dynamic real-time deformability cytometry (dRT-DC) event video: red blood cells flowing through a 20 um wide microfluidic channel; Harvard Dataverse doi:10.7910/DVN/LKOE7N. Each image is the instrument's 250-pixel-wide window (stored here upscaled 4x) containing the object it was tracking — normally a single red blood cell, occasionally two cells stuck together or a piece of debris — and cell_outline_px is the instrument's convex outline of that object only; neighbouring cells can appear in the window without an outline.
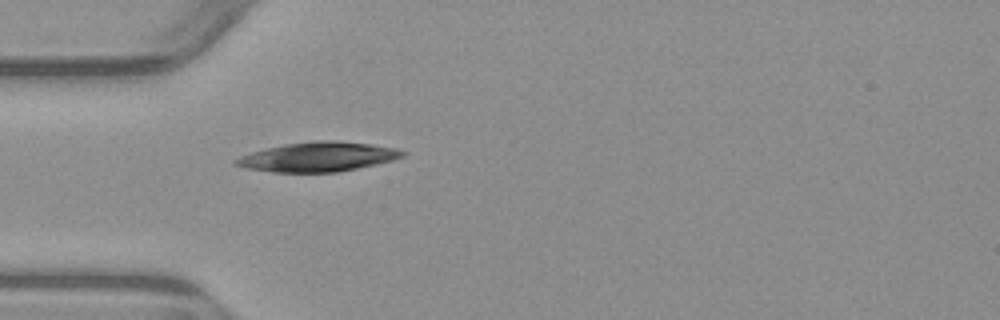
{"species": "common noctule bat (a hibernating species)", "species_latin": "Nyctalus noctula", "temperature_condition": "warm", "stored_images_in_passage": 4, "camera_frame_rate_fps": 3000, "um_per_image_px": 0.085, "animal": {"sex": "male", "body_mass_g": 23.1, "forearm_length_mm": 52.7}, "frame": {"image": 1, "passage_image": 4, "time_ms": 4.667, "image_size_px": [1000, 320], "cell_outline_px": [[408, 152], [404, 156], [392, 160], [376, 164], [336, 172], [272, 172], [244, 168], [236, 164], [232, 160], [240, 156], [252, 152], [284, 144], [316, 140], [336, 140], [372, 144], [396, 148]], "centroid_in_image_um": [27.04, 13.32], "position_along_channel_um": 58.0, "area_um2": 28.61}}